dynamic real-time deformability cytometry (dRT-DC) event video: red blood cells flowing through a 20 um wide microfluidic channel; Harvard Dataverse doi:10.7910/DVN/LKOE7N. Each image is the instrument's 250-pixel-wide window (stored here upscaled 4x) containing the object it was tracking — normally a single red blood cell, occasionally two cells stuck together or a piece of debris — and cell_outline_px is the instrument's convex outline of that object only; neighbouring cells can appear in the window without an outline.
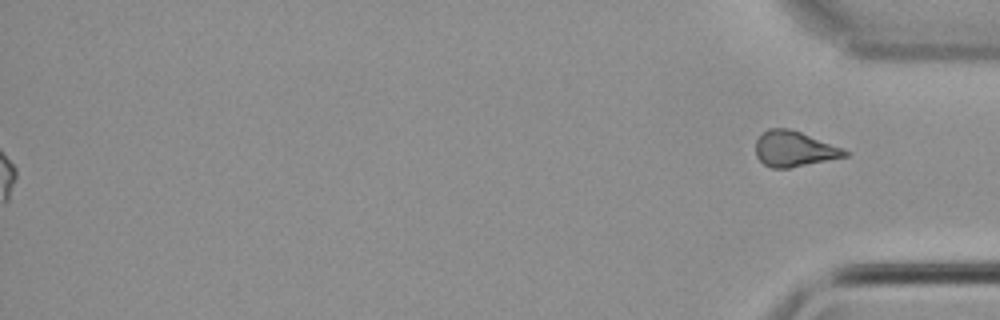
{"species": "common noctule bat (a hibernating species)", "species_latin": "Nyctalus noctula", "temperature_condition": "cold", "stored_images_in_passage": 54, "segment_of_instrument_passage": [2, 2], "camera_frame_rate_fps": 3000, "um_per_image_px": 0.085, "animal": {"sex": "male", "body_mass_g": 21.5, "forearm_length_mm": 52.0}, "frame": {"image": 1, "passage_image": 54, "time_ms": 17.667, "image_size_px": [1000, 320], "cell_outline_px": [[848, 156], [788, 168], [768, 168], [756, 156], [756, 140], [768, 128], [788, 128], [800, 132], [844, 148], [848, 152]], "centroid_in_image_um": [67.49, 12.66], "position_along_channel_um": 367.7, "area_um2": 18.32}}